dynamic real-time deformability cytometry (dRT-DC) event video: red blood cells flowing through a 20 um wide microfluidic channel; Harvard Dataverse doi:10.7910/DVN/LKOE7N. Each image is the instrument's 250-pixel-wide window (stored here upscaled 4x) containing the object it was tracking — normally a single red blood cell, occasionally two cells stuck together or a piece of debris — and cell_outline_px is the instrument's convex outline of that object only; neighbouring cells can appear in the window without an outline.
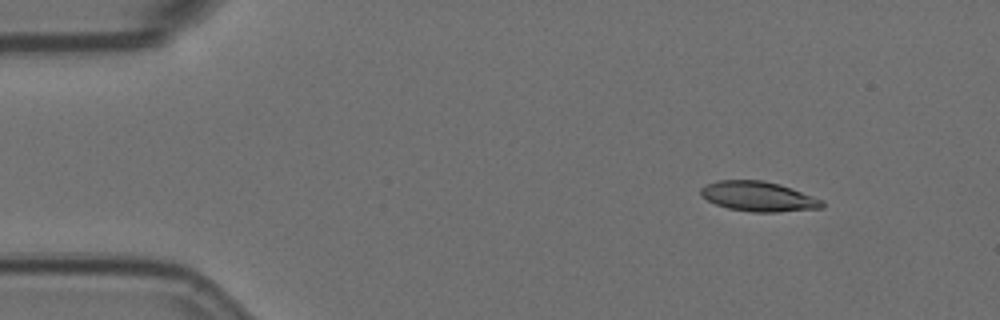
{"species": "Egyptian fruit bat (a non-hibernating species)", "species_latin": "Rousettus aegyptiacus", "temperature_condition": "room temperature", "stored_images_in_passage": 5, "camera_frame_rate_fps": 3000, "um_per_image_px": 0.085, "animal": {"sex": "female"}, "frame": {"image": 1, "passage_image": 2, "time_ms": 0.333, "image_size_px": [1000, 320], "cell_outline_px": [[824, 208], [776, 212], [752, 212], [728, 208], [716, 204], [700, 196], [700, 188], [704, 184], [716, 180], [764, 180], [780, 184], [792, 188], [824, 200]], "centroid_in_image_um": [64.46, 16.69], "position_along_channel_um": 20.5, "area_um2": 21.39}}
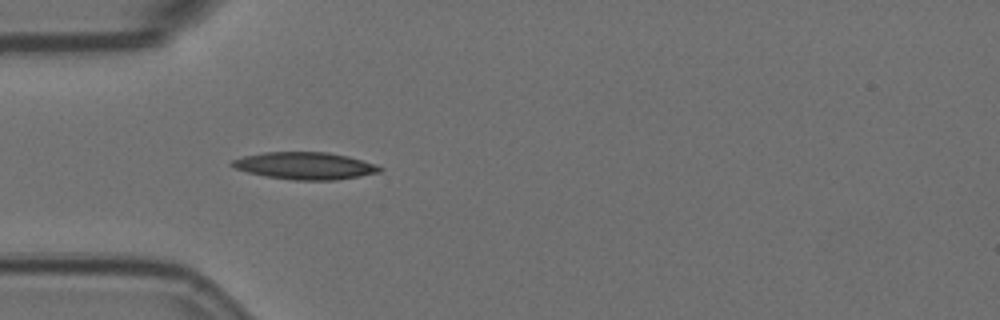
{"frame": {"image": 2, "passage_image": 5, "time_ms": 1.333, "image_size_px": [1000, 320], "cell_outline_px": [[384, 168], [380, 172], [360, 176], [336, 180], [292, 180], [268, 176], [248, 172], [236, 168], [228, 164], [232, 160], [244, 156], [264, 152], [328, 152], [348, 156], [376, 164]], "centroid_in_image_um": [25.95, 14.09], "position_along_channel_um": 59.1, "area_um2": 23.35}}